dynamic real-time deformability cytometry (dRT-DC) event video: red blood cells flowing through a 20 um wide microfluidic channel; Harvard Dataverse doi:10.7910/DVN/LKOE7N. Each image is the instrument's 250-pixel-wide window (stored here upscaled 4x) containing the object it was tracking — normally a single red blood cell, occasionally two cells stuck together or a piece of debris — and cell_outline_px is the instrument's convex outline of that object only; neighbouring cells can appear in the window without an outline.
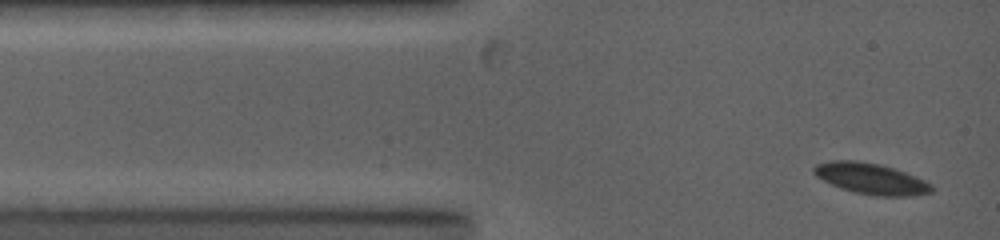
{"species": "common noctule bat (a hibernating species)", "species_latin": "Nyctalus noctula", "temperature_condition": "warm", "stored_images_in_passage": 3, "camera_frame_rate_fps": 5000, "um_per_image_px": 0.085, "animal": {"sex": "female", "body_mass_g": 19.0, "forearm_length_mm": 53.3}, "frame": {"image": 1, "passage_image": 3, "time_ms": 0.4, "image_size_px": [1000, 240], "cell_outline_px": [[936, 188], [932, 192], [908, 196], [876, 196], [856, 192], [840, 188], [816, 176], [812, 172], [812, 168], [816, 164], [832, 160], [856, 160], [880, 164], [916, 176], [932, 184]], "centroid_in_image_um": [74.04, 15.18], "position_along_channel_um": 11.0, "area_um2": 21.27}}